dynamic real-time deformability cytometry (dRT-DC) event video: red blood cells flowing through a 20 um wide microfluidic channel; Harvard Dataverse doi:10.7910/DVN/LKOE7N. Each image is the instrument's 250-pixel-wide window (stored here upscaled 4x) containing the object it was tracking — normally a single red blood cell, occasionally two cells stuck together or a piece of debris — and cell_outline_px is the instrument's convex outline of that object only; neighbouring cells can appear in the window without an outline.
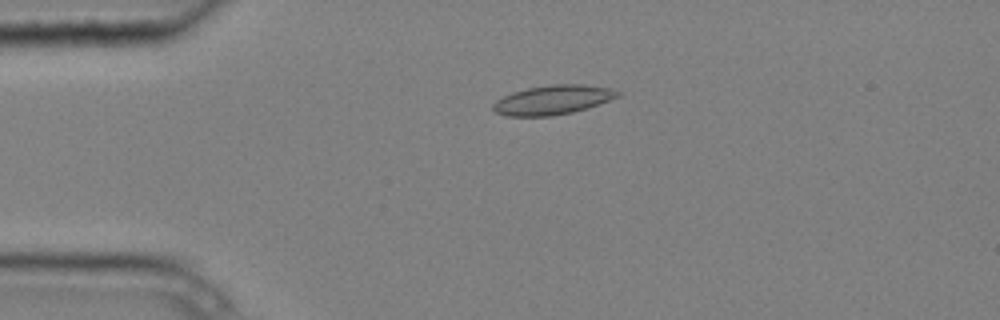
{"species": "common noctule bat (a hibernating species)", "species_latin": "Nyctalus noctula", "temperature_condition": "cold", "stored_images_in_passage": 5, "camera_frame_rate_fps": 3000, "um_per_image_px": 0.085, "animal": {"sex": "male", "body_mass_g": 20.4}, "frame": {"image": 1, "passage_image": 4, "time_ms": 1.0, "image_size_px": [1000, 320], "cell_outline_px": [[620, 96], [588, 108], [572, 112], [552, 116], [504, 116], [496, 112], [492, 108], [492, 104], [496, 100], [512, 92], [528, 88], [548, 84], [584, 84], [608, 88], [620, 92]], "centroid_in_image_um": [46.97, 8.49], "position_along_channel_um": 38.0, "area_um2": 21.33}}